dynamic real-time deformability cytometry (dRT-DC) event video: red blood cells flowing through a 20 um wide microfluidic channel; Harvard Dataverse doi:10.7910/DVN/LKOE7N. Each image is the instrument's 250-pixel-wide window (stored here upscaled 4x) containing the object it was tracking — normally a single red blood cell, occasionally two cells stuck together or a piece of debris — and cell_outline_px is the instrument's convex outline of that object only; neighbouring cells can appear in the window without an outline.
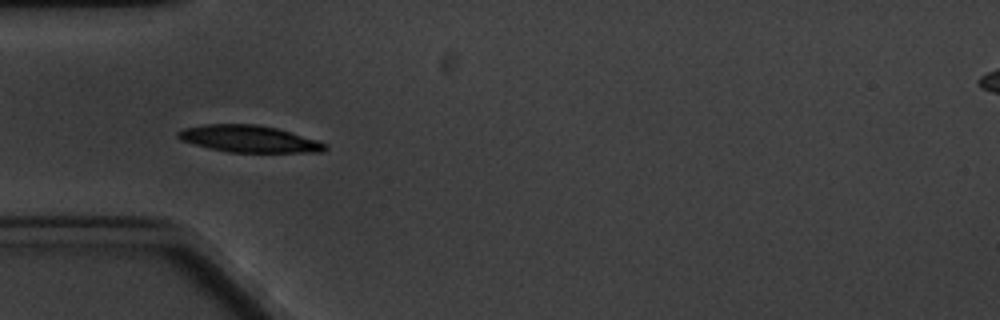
{"species": "common noctule bat (a hibernating species)", "species_latin": "Nyctalus noctula", "temperature_condition": "cold", "stored_images_in_passage": 3, "camera_frame_rate_fps": 3000, "um_per_image_px": 0.085, "animal": {"sex": "male", "body_mass_g": 20.1, "forearm_length_mm": 53.5}, "frame": {"image": 1, "passage_image": 2, "time_ms": 1.0, "image_size_px": [1000, 320], "cell_outline_px": [[328, 148], [324, 152], [228, 152], [208, 148], [180, 140], [176, 136], [176, 132], [184, 128], [204, 124], [256, 124], [276, 128], [316, 140], [328, 144]], "centroid_in_image_um": [21.14, 11.8], "position_along_channel_um": 63.9, "area_um2": 23.0}}